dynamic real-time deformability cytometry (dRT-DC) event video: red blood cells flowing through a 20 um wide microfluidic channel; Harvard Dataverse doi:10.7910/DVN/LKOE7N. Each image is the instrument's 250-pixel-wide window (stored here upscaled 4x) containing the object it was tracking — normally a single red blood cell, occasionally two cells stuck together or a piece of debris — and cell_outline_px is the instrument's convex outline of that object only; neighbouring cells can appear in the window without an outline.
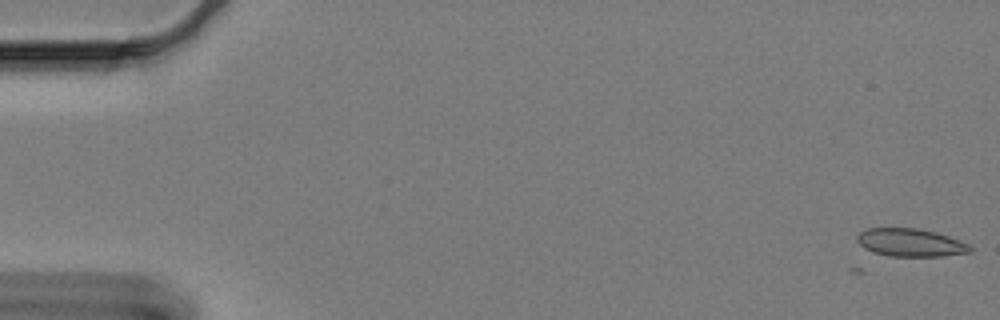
{"species": "Egyptian fruit bat (a non-hibernating species)", "species_latin": "Rousettus aegyptiacus", "temperature_condition": "cold", "stored_images_in_passage": 6, "camera_frame_rate_fps": 3000, "um_per_image_px": 0.085, "animal": {"sex": "female"}, "frame": {"image": 1, "passage_image": 1, "time_ms": 0.0, "image_size_px": [1000, 320], "cell_outline_px": [[972, 252], [944, 256], [888, 256], [872, 252], [864, 248], [856, 240], [856, 236], [860, 232], [868, 228], [920, 228], [936, 232], [948, 236], [968, 244], [972, 248]], "centroid_in_image_um": [77.38, 20.62], "position_along_channel_um": 7.6, "area_um2": 18.5}}